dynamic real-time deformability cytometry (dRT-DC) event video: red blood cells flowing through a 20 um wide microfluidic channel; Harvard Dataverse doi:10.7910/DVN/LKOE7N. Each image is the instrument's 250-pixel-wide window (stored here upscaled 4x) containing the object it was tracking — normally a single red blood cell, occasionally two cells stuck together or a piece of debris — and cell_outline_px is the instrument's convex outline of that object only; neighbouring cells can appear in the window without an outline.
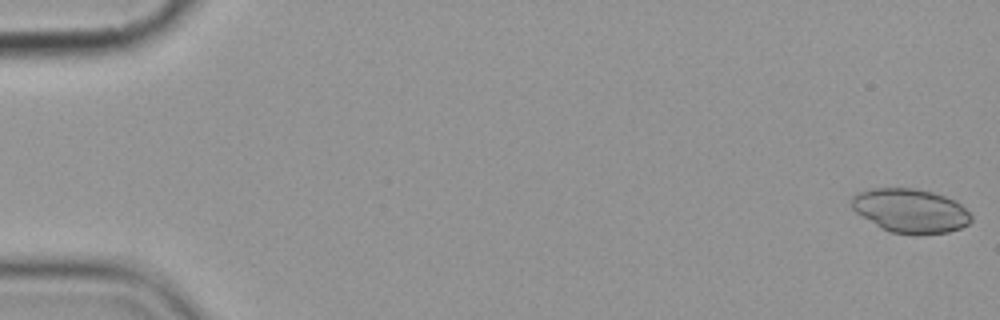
{"species": "common noctule bat (a hibernating species)", "species_latin": "Nyctalus noctula", "temperature_condition": "cold", "stored_images_in_passage": 6, "camera_frame_rate_fps": 3000, "um_per_image_px": 0.085, "animal": {"sex": "female", "body_mass_g": 19.9}, "frame": {"image": 1, "passage_image": 1, "time_ms": 0.0, "image_size_px": [1000, 320], "cell_outline_px": [[972, 220], [968, 224], [960, 228], [948, 232], [888, 232], [880, 228], [856, 212], [852, 208], [852, 196], [860, 192], [872, 188], [916, 188], [932, 192], [956, 200], [972, 216]], "centroid_in_image_um": [77.38, 17.88], "position_along_channel_um": 7.6, "area_um2": 30.06}}
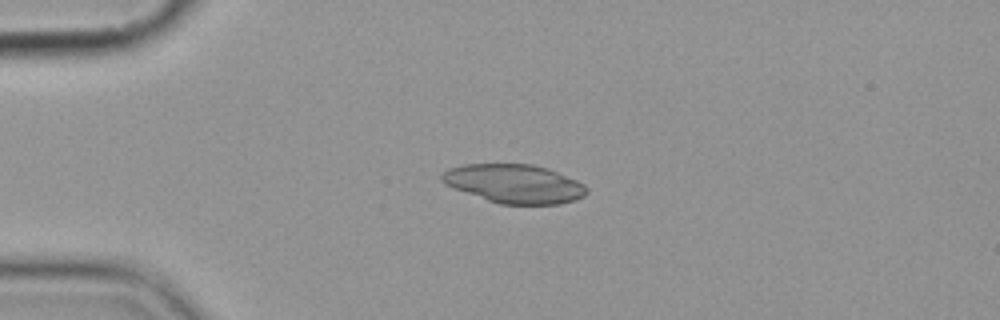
{"frame": {"image": 2, "passage_image": 4, "time_ms": 4.333, "image_size_px": [1000, 320], "cell_outline_px": [[588, 192], [584, 196], [576, 200], [560, 204], [500, 204], [488, 200], [444, 184], [440, 180], [440, 176], [448, 168], [464, 164], [532, 164], [548, 168], [576, 180], [584, 184], [588, 188]], "centroid_in_image_um": [43.73, 15.61], "position_along_channel_um": 41.3, "area_um2": 32.66}}